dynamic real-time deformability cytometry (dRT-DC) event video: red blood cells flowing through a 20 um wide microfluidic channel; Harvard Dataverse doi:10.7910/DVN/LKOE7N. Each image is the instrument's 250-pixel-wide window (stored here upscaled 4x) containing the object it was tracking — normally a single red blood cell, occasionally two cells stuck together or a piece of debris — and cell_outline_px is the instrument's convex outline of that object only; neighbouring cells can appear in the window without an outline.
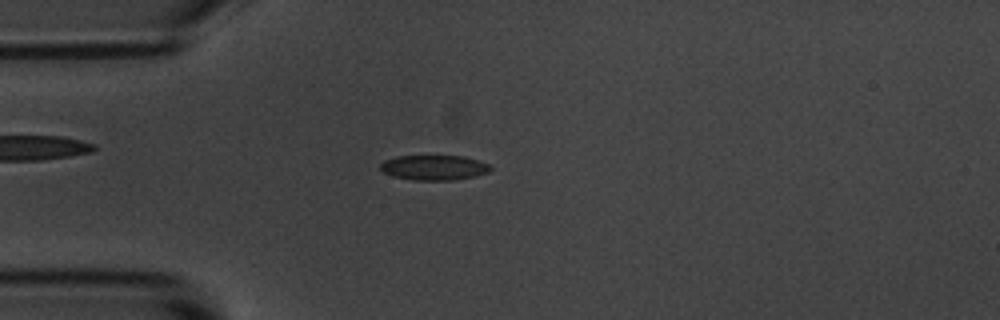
{"species": "common noctule bat (a hibernating species)", "species_latin": "Nyctalus noctula", "temperature_condition": "room temperature", "stored_images_in_passage": 44, "camera_frame_rate_fps": 3000, "um_per_image_px": 0.085, "animal": {"sex": "male", "body_mass_g": 20.1, "forearm_length_mm": 53.5}, "frame": {"image": 1, "passage_image": 4, "time_ms": 1.0, "image_size_px": [1000, 320], "cell_outline_px": [[492, 168], [488, 172], [476, 176], [452, 180], [412, 180], [392, 176], [384, 172], [380, 168], [380, 164], [384, 160], [396, 156], [464, 156], [488, 164]], "centroid_in_image_um": [36.87, 14.24], "position_along_channel_um": 48.1, "area_um2": 16.01}}
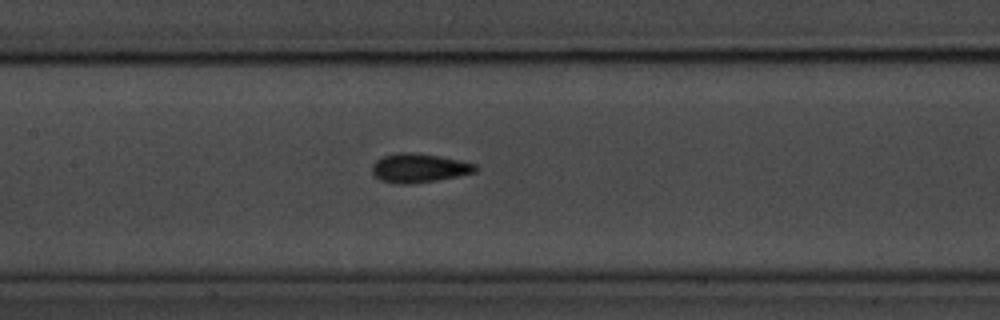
{"frame": {"image": 2, "passage_image": 15, "time_ms": 4.667, "image_size_px": [1000, 320], "cell_outline_px": [[480, 168], [476, 172], [460, 176], [436, 180], [408, 184], [396, 184], [380, 180], [372, 172], [372, 164], [376, 160], [384, 156], [396, 152], [404, 152], [440, 156], [460, 160], [476, 164]], "centroid_in_image_um": [35.64, 14.28], "position_along_channel_um": 171.8, "area_um2": 17.51}}
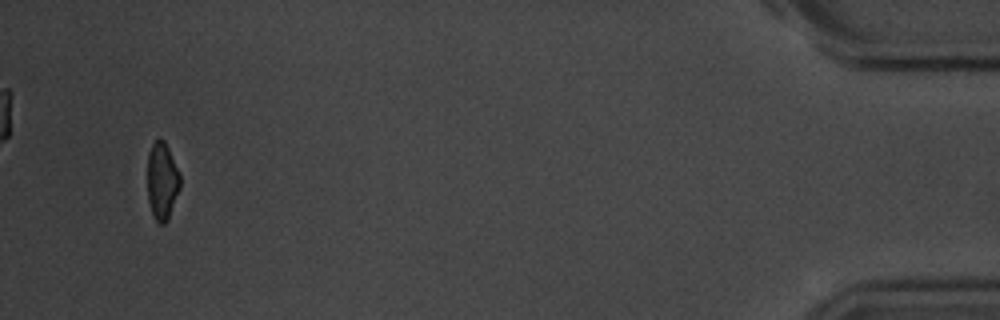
{"frame": {"image": 3, "passage_image": 42, "time_ms": 13.667, "image_size_px": [1000, 320], "cell_outline_px": [[180, 188], [168, 220], [164, 224], [160, 224], [156, 220], [152, 212], [148, 200], [148, 152], [152, 144], [160, 136], [164, 140], [180, 172]], "centroid_in_image_um": [13.79, 15.37], "position_along_channel_um": 421.4, "area_um2": 14.8}, "authors_computed_cell_mechanics": {"area_um2": 16.2996, "velocity_mm_per_s": 3.6721, "shape_relaxation_time_tau1_ms": 3.0768, "shape_relaxation_time_tau2_ms": 2.5851, "deformation_change_tau1": 0.0993, "deformation_change_tau2": 0.0807}}